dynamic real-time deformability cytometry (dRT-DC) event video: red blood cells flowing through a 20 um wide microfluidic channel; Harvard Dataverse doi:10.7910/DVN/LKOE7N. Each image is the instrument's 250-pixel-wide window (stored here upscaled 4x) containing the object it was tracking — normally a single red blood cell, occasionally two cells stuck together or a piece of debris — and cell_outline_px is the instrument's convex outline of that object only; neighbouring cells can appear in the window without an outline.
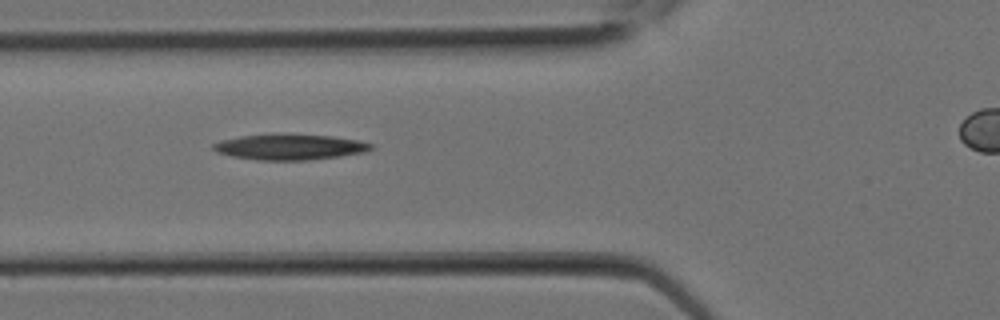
{"species": "Egyptian fruit bat (a non-hibernating species)", "species_latin": "Rousettus aegyptiacus", "temperature_condition": "room temperature", "stored_images_in_passage": 4, "camera_frame_rate_fps": 3000, "um_per_image_px": 0.085, "animal": {"sex": "female"}, "frame": {"image": 1, "passage_image": 3, "time_ms": 0.667, "image_size_px": [1000, 320], "cell_outline_px": [[372, 148], [364, 152], [340, 156], [308, 160], [256, 160], [232, 156], [216, 152], [212, 148], [212, 144], [220, 140], [240, 136], [332, 136], [360, 140], [372, 144]], "centroid_in_image_um": [24.62, 12.52], "position_along_channel_um": 101.2, "area_um2": 22.77}}
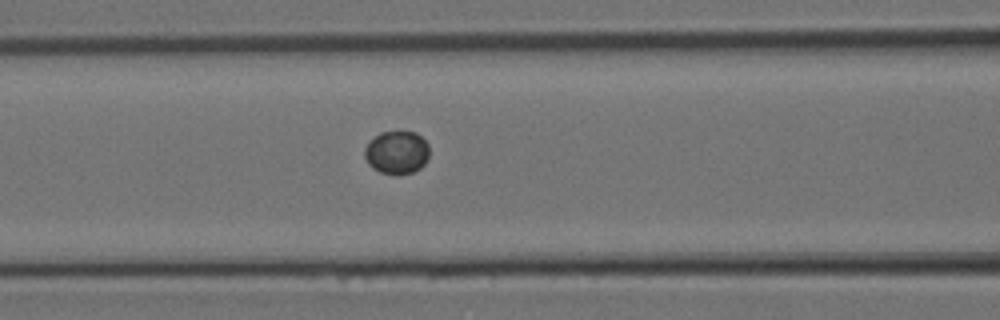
{"frame": {"image": 2, "passage_image": 4, "time_ms": 1.0, "image_size_px": [1000, 320], "cell_outline_px": [[428, 160], [420, 168], [412, 172], [380, 172], [372, 168], [368, 164], [364, 156], [364, 148], [380, 132], [416, 132], [428, 144]], "centroid_in_image_um": [33.72, 12.93], "position_along_channel_um": 132.9, "area_um2": 15.84}}